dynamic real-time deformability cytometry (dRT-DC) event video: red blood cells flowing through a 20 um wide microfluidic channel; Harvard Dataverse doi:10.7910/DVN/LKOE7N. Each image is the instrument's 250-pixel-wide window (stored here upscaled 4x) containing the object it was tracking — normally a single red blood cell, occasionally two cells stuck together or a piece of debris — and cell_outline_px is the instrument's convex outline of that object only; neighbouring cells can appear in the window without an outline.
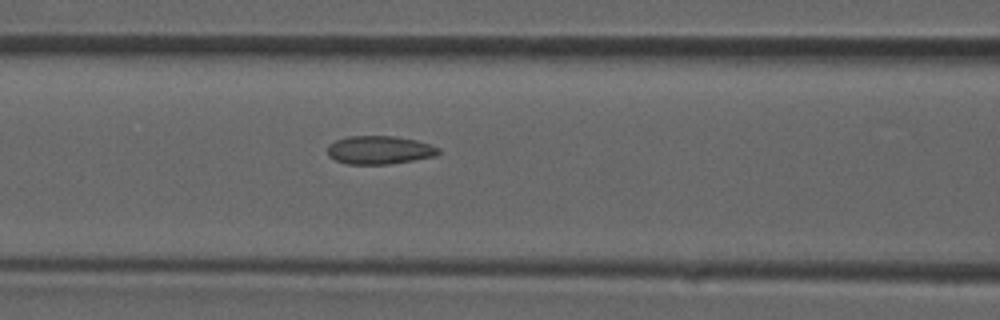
{"species": "common noctule bat (a hibernating species)", "species_latin": "Nyctalus noctula", "temperature_condition": "room temperature", "stored_images_in_passage": 6, "camera_frame_rate_fps": 3000, "um_per_image_px": 0.085, "animal": {"sex": "male", "forearm_length_mm": 52.5}, "frame": {"image": 1, "passage_image": 6, "time_ms": 6.667, "image_size_px": [1000, 320], "cell_outline_px": [[440, 152], [436, 156], [388, 164], [348, 164], [336, 160], [328, 156], [328, 144], [336, 140], [348, 136], [396, 136], [416, 140], [440, 148]], "centroid_in_image_um": [32.24, 12.74], "position_along_channel_um": 134.4, "area_um2": 18.26}}